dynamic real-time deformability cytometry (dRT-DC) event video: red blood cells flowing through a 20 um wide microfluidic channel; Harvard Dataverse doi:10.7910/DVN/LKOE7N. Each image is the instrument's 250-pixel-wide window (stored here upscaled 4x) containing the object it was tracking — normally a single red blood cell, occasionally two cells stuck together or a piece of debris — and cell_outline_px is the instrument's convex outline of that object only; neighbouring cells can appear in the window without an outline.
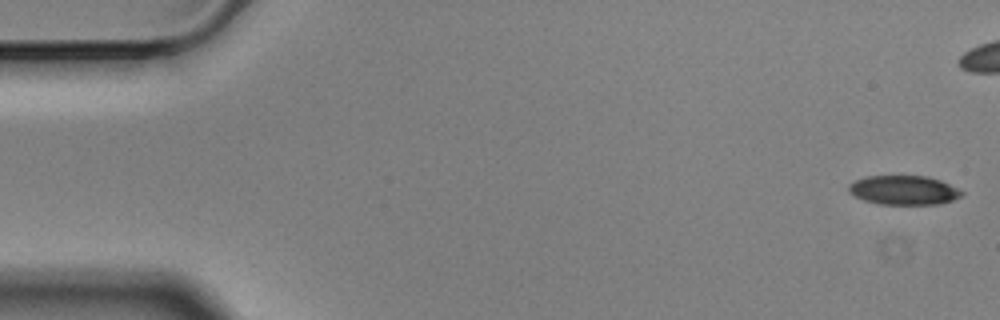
{"species": "Egyptian fruit bat (a non-hibernating species)", "species_latin": "Rousettus aegyptiacus", "temperature_condition": "cold", "stored_images_in_passage": 50, "camera_frame_rate_fps": 3000, "um_per_image_px": 0.085, "animal": {"sex": "male"}, "frame": {"image": 1, "passage_image": 1, "time_ms": 0.0, "image_size_px": [1000, 320], "cell_outline_px": [[964, 192], [960, 196], [952, 200], [936, 204], [880, 204], [864, 200], [848, 192], [848, 184], [864, 176], [928, 176], [940, 180]], "centroid_in_image_um": [76.78, 16.15], "position_along_channel_um": 8.2, "area_um2": 19.07}}
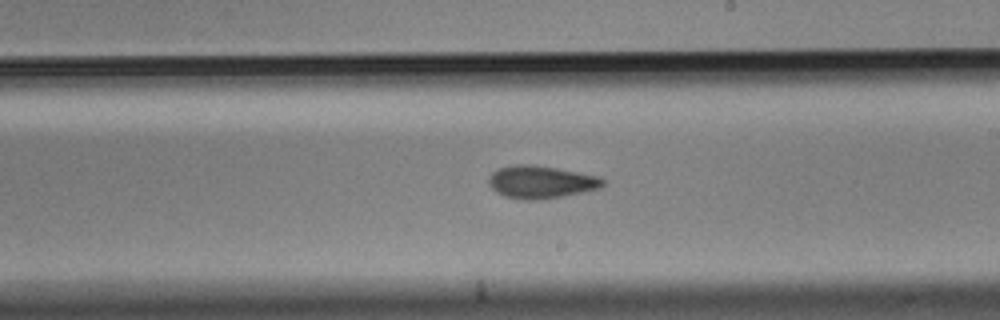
{"frame": {"image": 2, "passage_image": 32, "time_ms": 10.333, "image_size_px": [1000, 320], "cell_outline_px": [[604, 184], [600, 188], [560, 196], [536, 200], [524, 200], [504, 196], [496, 192], [488, 184], [488, 176], [492, 172], [500, 168], [516, 164], [528, 164], [556, 168], [600, 176], [604, 180]], "centroid_in_image_um": [45.95, 15.46], "position_along_channel_um": 243.1, "area_um2": 21.56}}
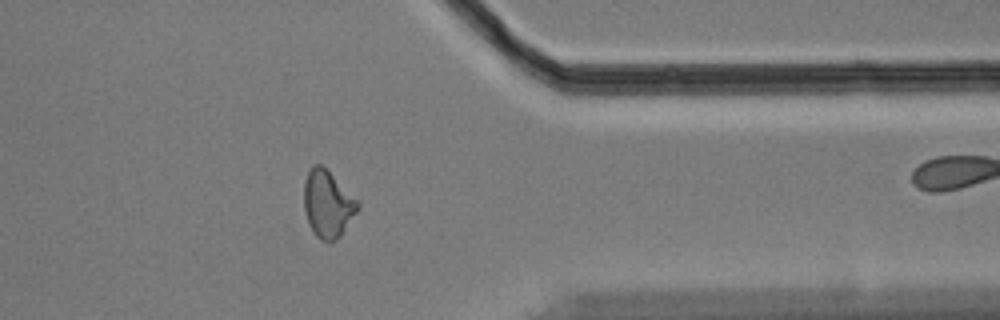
{"frame": {"image": 3, "passage_image": 45, "time_ms": 14.667, "image_size_px": [1000, 320], "cell_outline_px": [[360, 208], [340, 236], [332, 244], [328, 244], [320, 240], [316, 236], [308, 224], [304, 208], [304, 180], [308, 172], [316, 164], [320, 164], [360, 200]], "centroid_in_image_um": [27.88, 17.39], "position_along_channel_um": 383.5, "area_um2": 21.27}}